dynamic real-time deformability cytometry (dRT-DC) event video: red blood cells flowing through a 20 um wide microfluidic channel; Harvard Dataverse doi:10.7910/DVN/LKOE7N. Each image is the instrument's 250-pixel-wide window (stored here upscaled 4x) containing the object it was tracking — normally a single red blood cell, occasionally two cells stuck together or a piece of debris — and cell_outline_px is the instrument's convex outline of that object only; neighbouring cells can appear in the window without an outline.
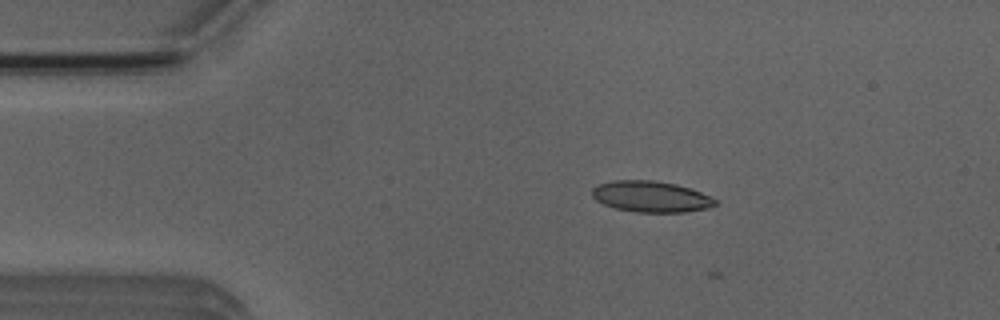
{"species": "Egyptian fruit bat (a non-hibernating species)", "species_latin": "Rousettus aegyptiacus", "temperature_condition": "room temperature", "stored_images_in_passage": 6, "camera_frame_rate_fps": 3000, "um_per_image_px": 0.085, "animal": {"sex": "male"}, "frame": {"image": 1, "passage_image": 2, "time_ms": 2.333, "image_size_px": [1000, 320], "cell_outline_px": [[716, 204], [708, 208], [684, 212], [636, 212], [616, 208], [604, 204], [596, 200], [592, 196], [592, 188], [600, 184], [612, 180], [652, 180], [676, 184], [700, 192], [716, 200]], "centroid_in_image_um": [55.3, 16.71], "position_along_channel_um": 29.7, "area_um2": 22.08}}
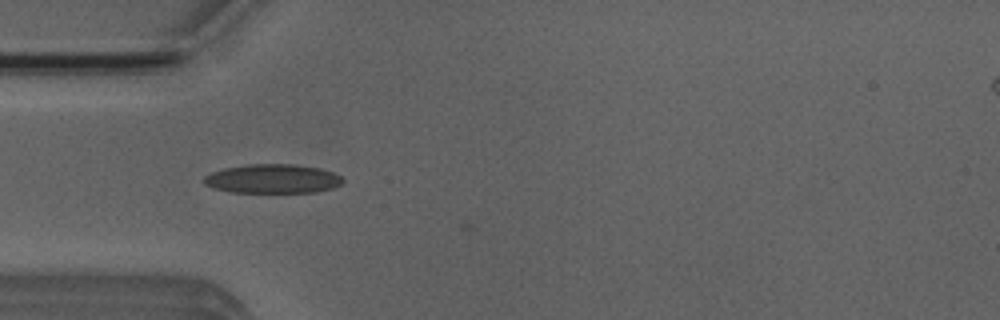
{"frame": {"image": 2, "passage_image": 4, "time_ms": 4.333, "image_size_px": [1000, 320], "cell_outline_px": [[344, 180], [340, 184], [332, 188], [316, 192], [232, 192], [212, 188], [204, 184], [200, 180], [204, 176], [212, 172], [224, 168], [248, 164], [292, 164], [320, 168], [332, 172], [340, 176]], "centroid_in_image_um": [23.12, 15.19], "position_along_channel_um": 61.9, "area_um2": 23.58}}